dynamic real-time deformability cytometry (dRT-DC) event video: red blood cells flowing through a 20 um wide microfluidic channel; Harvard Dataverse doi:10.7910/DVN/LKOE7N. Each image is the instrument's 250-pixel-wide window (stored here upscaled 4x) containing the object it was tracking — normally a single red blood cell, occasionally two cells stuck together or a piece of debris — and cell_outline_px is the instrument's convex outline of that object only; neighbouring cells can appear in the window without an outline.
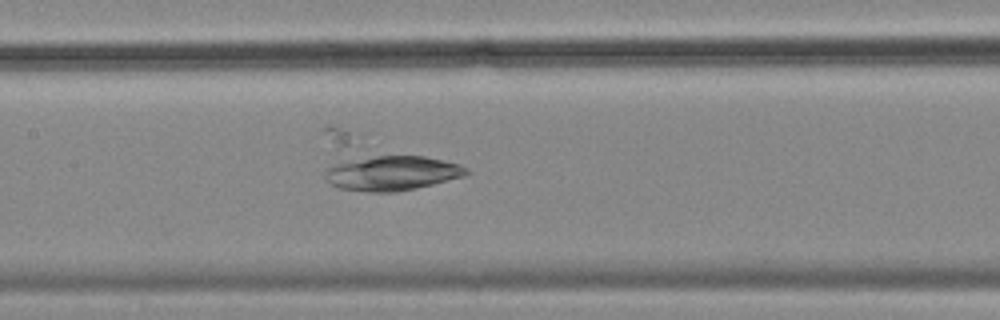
{"species": "common noctule bat (a hibernating species)", "species_latin": "Nyctalus noctula", "temperature_condition": "cold", "stored_images_in_passage": 41, "camera_frame_rate_fps": 3000, "um_per_image_px": 0.085, "animal": {"sex": "female", "body_mass_g": 18.4}, "frame": {"image": 1, "passage_image": 21, "time_ms": 6.667, "image_size_px": [1000, 320], "cell_outline_px": [[468, 172], [464, 176], [416, 188], [396, 192], [368, 192], [340, 188], [332, 184], [324, 176], [324, 172], [328, 168], [344, 160], [376, 156], [424, 156], [460, 164], [468, 168]], "centroid_in_image_um": [33.33, 14.72], "position_along_channel_um": 174.1, "area_um2": 28.32}}
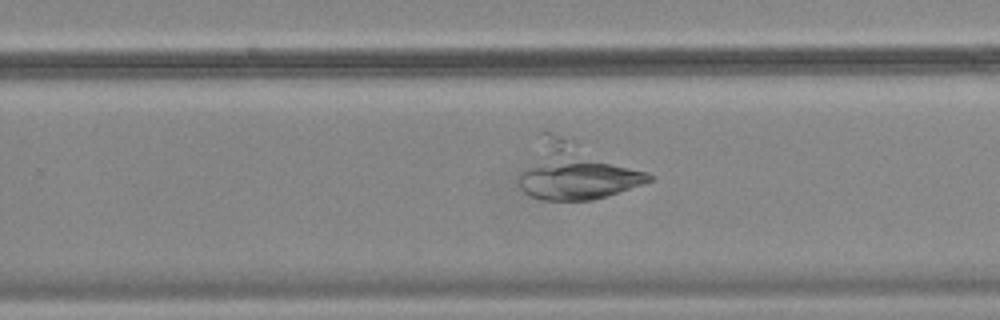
{"frame": {"image": 2, "passage_image": 30, "time_ms": 9.667, "image_size_px": [1000, 320], "cell_outline_px": [[656, 176], [652, 180], [644, 184], [592, 200], [540, 200], [528, 196], [516, 184], [540, 132], [544, 128], [648, 172]], "centroid_in_image_um": [48.87, 14.56], "position_along_channel_um": 280.9, "area_um2": 42.66}}
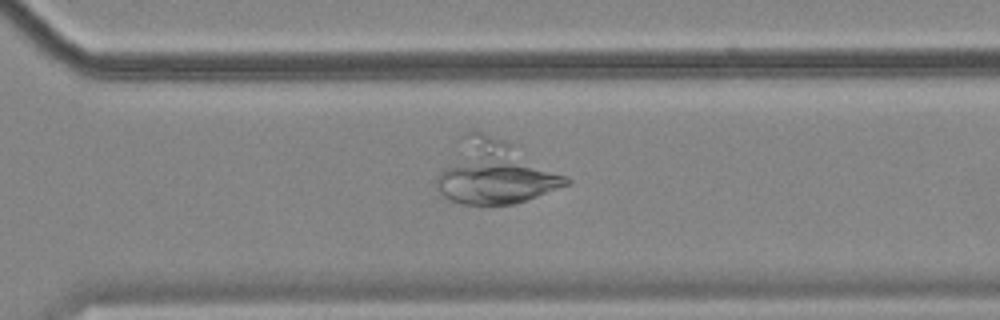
{"frame": {"image": 3, "passage_image": 34, "time_ms": 11.0, "image_size_px": [1000, 320], "cell_outline_px": [[572, 184], [512, 204], [460, 204], [448, 200], [440, 196], [436, 188], [436, 176], [468, 132], [480, 132], [508, 144], [568, 176], [572, 180]], "centroid_in_image_um": [42.05, 14.76], "position_along_channel_um": 328.6, "area_um2": 45.78}}